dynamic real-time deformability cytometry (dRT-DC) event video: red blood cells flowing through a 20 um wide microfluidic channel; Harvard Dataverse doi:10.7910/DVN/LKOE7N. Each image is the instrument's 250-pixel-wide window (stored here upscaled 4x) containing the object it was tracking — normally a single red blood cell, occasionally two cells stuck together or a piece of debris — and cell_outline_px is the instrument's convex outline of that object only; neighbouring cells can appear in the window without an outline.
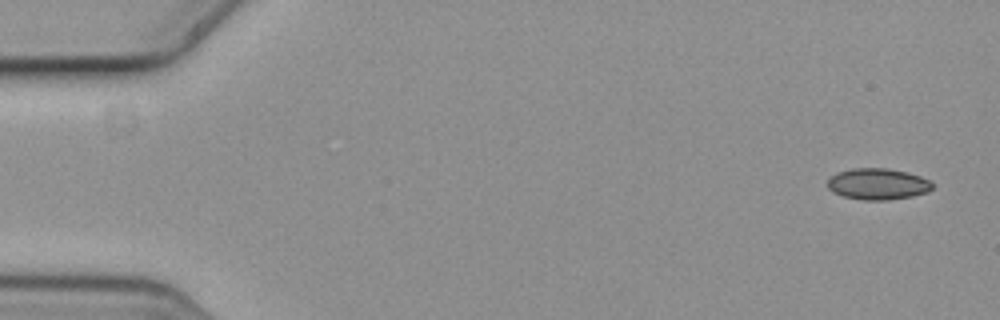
{"species": "common noctule bat (a hibernating species)", "species_latin": "Nyctalus noctula", "temperature_condition": "cold", "stored_images_in_passage": 3, "camera_frame_rate_fps": 3000, "um_per_image_px": 0.085, "animal": {"sex": "female", "body_mass_g": 19.3, "forearm_length_mm": 54.1}, "frame": {"image": 1, "passage_image": 1, "time_ms": 0.0, "image_size_px": [1000, 320], "cell_outline_px": [[932, 188], [924, 192], [912, 196], [888, 200], [864, 200], [844, 196], [832, 192], [828, 188], [828, 180], [836, 172], [852, 168], [888, 168], [908, 172], [920, 176], [928, 180], [932, 184]], "centroid_in_image_um": [74.58, 15.63], "position_along_channel_um": 10.4, "area_um2": 19.02}}